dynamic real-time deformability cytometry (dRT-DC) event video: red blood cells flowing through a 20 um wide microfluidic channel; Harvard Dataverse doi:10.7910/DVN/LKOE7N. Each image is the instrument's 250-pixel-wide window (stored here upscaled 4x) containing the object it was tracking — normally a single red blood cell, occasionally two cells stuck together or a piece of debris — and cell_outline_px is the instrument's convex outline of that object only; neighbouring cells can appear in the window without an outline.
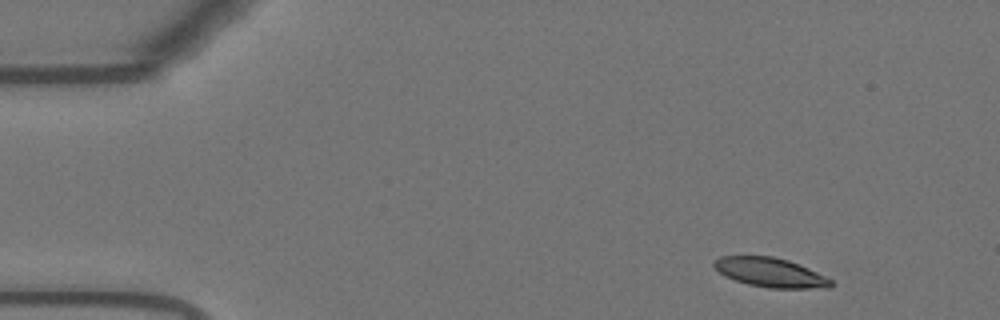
{"species": "Egyptian fruit bat (a non-hibernating species)", "species_latin": "Rousettus aegyptiacus", "temperature_condition": "warm", "stored_images_in_passage": 5, "camera_frame_rate_fps": 3000, "um_per_image_px": 0.085, "animal": {"sex": "female"}, "frame": {"image": 1, "passage_image": 1, "time_ms": 0.0, "image_size_px": [1000, 320], "cell_outline_px": [[832, 284], [828, 288], [768, 288], [748, 284], [724, 276], [712, 264], [720, 256], [772, 256], [788, 260], [808, 268], [832, 280]], "centroid_in_image_um": [65.47, 23.16], "position_along_channel_um": 19.5, "area_um2": 19.71}}